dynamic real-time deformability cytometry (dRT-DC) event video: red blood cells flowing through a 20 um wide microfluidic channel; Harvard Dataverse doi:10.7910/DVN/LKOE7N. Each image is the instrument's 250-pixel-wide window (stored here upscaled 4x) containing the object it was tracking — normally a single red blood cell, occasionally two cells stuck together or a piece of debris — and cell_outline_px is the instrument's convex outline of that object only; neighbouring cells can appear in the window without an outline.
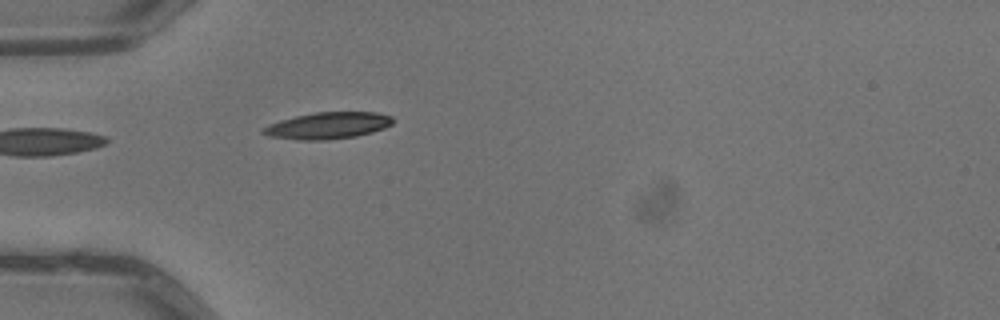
{"species": "common noctule bat (a hibernating species)", "species_latin": "Nyctalus noctula", "temperature_condition": "warm", "stored_images_in_passage": 3, "camera_frame_rate_fps": 3000, "um_per_image_px": 0.085, "animal": {"sex": "male", "body_mass_g": 13.3}, "frame": {"image": 1, "passage_image": 3, "time_ms": 0.667, "image_size_px": [1000, 320], "cell_outline_px": [[392, 124], [384, 128], [372, 132], [356, 136], [328, 140], [296, 140], [272, 136], [260, 132], [260, 128], [268, 124], [280, 120], [296, 116], [316, 112], [376, 112], [392, 116]], "centroid_in_image_um": [27.84, 10.67], "position_along_channel_um": 57.2, "area_um2": 20.17}}